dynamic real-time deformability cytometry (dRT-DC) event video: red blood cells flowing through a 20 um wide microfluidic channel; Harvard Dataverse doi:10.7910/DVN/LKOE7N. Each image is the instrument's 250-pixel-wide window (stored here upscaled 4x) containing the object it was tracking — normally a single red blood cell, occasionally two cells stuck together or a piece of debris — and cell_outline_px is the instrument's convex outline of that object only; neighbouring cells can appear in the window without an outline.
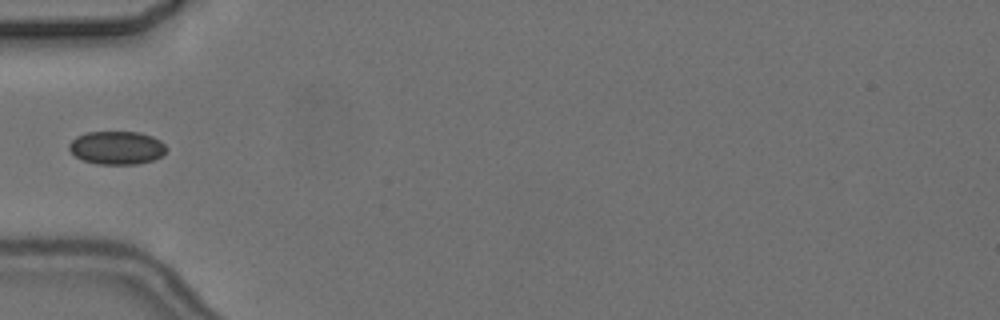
{"species": "common noctule bat (a hibernating species)", "species_latin": "Nyctalus noctula", "temperature_condition": "cold", "stored_images_in_passage": 6, "camera_frame_rate_fps": 3000, "um_per_image_px": 0.085, "animal": {"sex": "female", "body_mass_g": 24.6, "forearm_length_mm": 56.2}, "frame": {"image": 1, "passage_image": 6, "time_ms": 6.0, "image_size_px": [1000, 320], "cell_outline_px": [[168, 148], [160, 156], [152, 160], [136, 164], [96, 164], [84, 160], [76, 156], [68, 148], [68, 144], [76, 136], [88, 132], [140, 132], [152, 136], [160, 140]], "centroid_in_image_um": [9.92, 12.55], "position_along_channel_um": 75.1, "area_um2": 18.79}}